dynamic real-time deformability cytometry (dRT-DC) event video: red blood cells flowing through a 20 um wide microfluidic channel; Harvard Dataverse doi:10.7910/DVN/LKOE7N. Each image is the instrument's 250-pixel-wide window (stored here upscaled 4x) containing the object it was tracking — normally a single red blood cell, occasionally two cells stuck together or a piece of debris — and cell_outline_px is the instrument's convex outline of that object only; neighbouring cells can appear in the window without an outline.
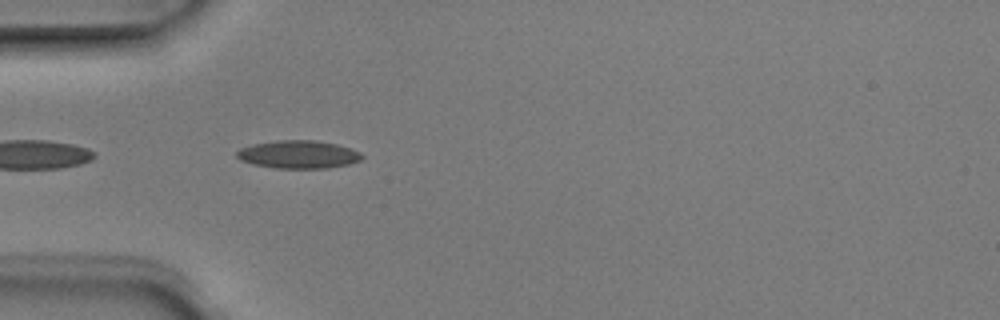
{"species": "Egyptian fruit bat (a non-hibernating species)", "species_latin": "Rousettus aegyptiacus", "temperature_condition": "room temperature", "stored_images_in_passage": 4, "camera_frame_rate_fps": 3000, "um_per_image_px": 0.085, "animal": {"sex": "male"}, "frame": {"image": 1, "passage_image": 3, "time_ms": 0.667, "image_size_px": [1000, 320], "cell_outline_px": [[364, 156], [360, 160], [348, 164], [328, 168], [276, 168], [252, 164], [240, 160], [236, 156], [236, 152], [240, 148], [252, 144], [276, 140], [312, 140], [336, 144], [352, 148], [360, 152]], "centroid_in_image_um": [25.35, 13.12], "position_along_channel_um": 59.7, "area_um2": 20.46}}
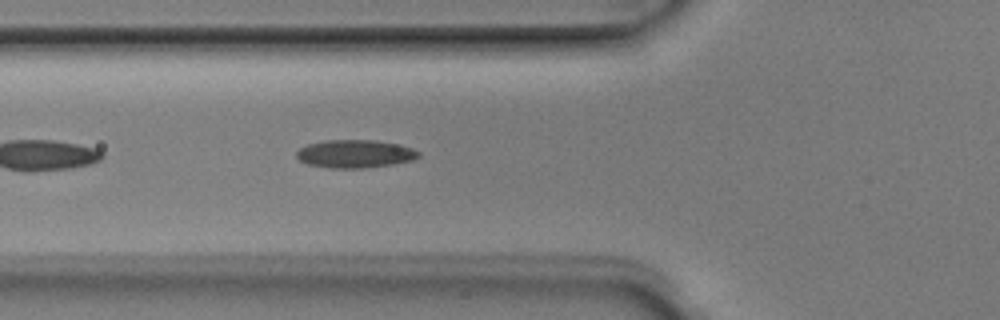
{"frame": {"image": 2, "passage_image": 4, "time_ms": 1.0, "image_size_px": [1000, 320], "cell_outline_px": [[420, 156], [412, 160], [392, 164], [364, 168], [328, 168], [308, 164], [300, 160], [296, 156], [296, 152], [300, 148], [308, 144], [324, 140], [376, 140], [396, 144], [412, 148], [420, 152]], "centroid_in_image_um": [30.16, 13.07], "position_along_channel_um": 95.6, "area_um2": 19.88}}